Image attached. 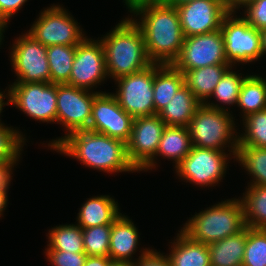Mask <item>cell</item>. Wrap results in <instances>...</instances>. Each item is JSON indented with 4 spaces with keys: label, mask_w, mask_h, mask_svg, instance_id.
Here are the masks:
<instances>
[{
    "label": "cell",
    "mask_w": 266,
    "mask_h": 266,
    "mask_svg": "<svg viewBox=\"0 0 266 266\" xmlns=\"http://www.w3.org/2000/svg\"><path fill=\"white\" fill-rule=\"evenodd\" d=\"M132 13L140 15V20L131 19L143 34L149 60L161 65L173 64L185 38L177 8L161 2L141 6Z\"/></svg>",
    "instance_id": "1"
},
{
    "label": "cell",
    "mask_w": 266,
    "mask_h": 266,
    "mask_svg": "<svg viewBox=\"0 0 266 266\" xmlns=\"http://www.w3.org/2000/svg\"><path fill=\"white\" fill-rule=\"evenodd\" d=\"M53 150L106 173L137 171L128 161L126 143L90 130L67 135Z\"/></svg>",
    "instance_id": "2"
},
{
    "label": "cell",
    "mask_w": 266,
    "mask_h": 266,
    "mask_svg": "<svg viewBox=\"0 0 266 266\" xmlns=\"http://www.w3.org/2000/svg\"><path fill=\"white\" fill-rule=\"evenodd\" d=\"M100 41L104 48L108 78L116 80L152 64L146 52L143 34L130 17L121 20Z\"/></svg>",
    "instance_id": "3"
},
{
    "label": "cell",
    "mask_w": 266,
    "mask_h": 266,
    "mask_svg": "<svg viewBox=\"0 0 266 266\" xmlns=\"http://www.w3.org/2000/svg\"><path fill=\"white\" fill-rule=\"evenodd\" d=\"M228 109L210 101L197 107L187 126L192 146L218 151H225V147H230L228 151L232 153L229 155L232 154L234 159L236 158L239 135H235L238 132L234 128V117Z\"/></svg>",
    "instance_id": "4"
},
{
    "label": "cell",
    "mask_w": 266,
    "mask_h": 266,
    "mask_svg": "<svg viewBox=\"0 0 266 266\" xmlns=\"http://www.w3.org/2000/svg\"><path fill=\"white\" fill-rule=\"evenodd\" d=\"M245 227L242 201L233 198L196 213L181 231L191 240L209 245L235 235Z\"/></svg>",
    "instance_id": "5"
},
{
    "label": "cell",
    "mask_w": 266,
    "mask_h": 266,
    "mask_svg": "<svg viewBox=\"0 0 266 266\" xmlns=\"http://www.w3.org/2000/svg\"><path fill=\"white\" fill-rule=\"evenodd\" d=\"M98 93L66 83L57 84L56 123L65 126L64 129L68 133L51 143L49 142L48 147L54 149L67 135L80 130H88L92 116L93 100Z\"/></svg>",
    "instance_id": "6"
},
{
    "label": "cell",
    "mask_w": 266,
    "mask_h": 266,
    "mask_svg": "<svg viewBox=\"0 0 266 266\" xmlns=\"http://www.w3.org/2000/svg\"><path fill=\"white\" fill-rule=\"evenodd\" d=\"M234 17V18H233ZM226 61L230 66L249 63L262 57L260 30L252 27L243 16L227 13L220 27Z\"/></svg>",
    "instance_id": "7"
},
{
    "label": "cell",
    "mask_w": 266,
    "mask_h": 266,
    "mask_svg": "<svg viewBox=\"0 0 266 266\" xmlns=\"http://www.w3.org/2000/svg\"><path fill=\"white\" fill-rule=\"evenodd\" d=\"M60 5H52L41 12L27 31L36 41L51 45L76 46L85 37L78 22Z\"/></svg>",
    "instance_id": "8"
},
{
    "label": "cell",
    "mask_w": 266,
    "mask_h": 266,
    "mask_svg": "<svg viewBox=\"0 0 266 266\" xmlns=\"http://www.w3.org/2000/svg\"><path fill=\"white\" fill-rule=\"evenodd\" d=\"M166 126L157 114L134 118L131 136L126 143V153L128 161L137 172L156 167L154 159Z\"/></svg>",
    "instance_id": "9"
},
{
    "label": "cell",
    "mask_w": 266,
    "mask_h": 266,
    "mask_svg": "<svg viewBox=\"0 0 266 266\" xmlns=\"http://www.w3.org/2000/svg\"><path fill=\"white\" fill-rule=\"evenodd\" d=\"M9 103L32 119L56 122L57 84L13 83L9 85Z\"/></svg>",
    "instance_id": "10"
},
{
    "label": "cell",
    "mask_w": 266,
    "mask_h": 266,
    "mask_svg": "<svg viewBox=\"0 0 266 266\" xmlns=\"http://www.w3.org/2000/svg\"><path fill=\"white\" fill-rule=\"evenodd\" d=\"M113 95L120 107L133 118L155 115L153 102L154 63L147 68L115 80Z\"/></svg>",
    "instance_id": "11"
},
{
    "label": "cell",
    "mask_w": 266,
    "mask_h": 266,
    "mask_svg": "<svg viewBox=\"0 0 266 266\" xmlns=\"http://www.w3.org/2000/svg\"><path fill=\"white\" fill-rule=\"evenodd\" d=\"M17 76L14 83H50L47 47L25 33L14 41L10 52Z\"/></svg>",
    "instance_id": "12"
},
{
    "label": "cell",
    "mask_w": 266,
    "mask_h": 266,
    "mask_svg": "<svg viewBox=\"0 0 266 266\" xmlns=\"http://www.w3.org/2000/svg\"><path fill=\"white\" fill-rule=\"evenodd\" d=\"M228 154L216 149L192 146L190 153L175 167L183 180L199 186H215L224 177Z\"/></svg>",
    "instance_id": "13"
},
{
    "label": "cell",
    "mask_w": 266,
    "mask_h": 266,
    "mask_svg": "<svg viewBox=\"0 0 266 266\" xmlns=\"http://www.w3.org/2000/svg\"><path fill=\"white\" fill-rule=\"evenodd\" d=\"M217 64H228L220 29L185 37L179 56L172 65L180 71H188Z\"/></svg>",
    "instance_id": "14"
},
{
    "label": "cell",
    "mask_w": 266,
    "mask_h": 266,
    "mask_svg": "<svg viewBox=\"0 0 266 266\" xmlns=\"http://www.w3.org/2000/svg\"><path fill=\"white\" fill-rule=\"evenodd\" d=\"M107 77L105 53L100 40L85 38L76 45V53L68 85L91 90Z\"/></svg>",
    "instance_id": "15"
},
{
    "label": "cell",
    "mask_w": 266,
    "mask_h": 266,
    "mask_svg": "<svg viewBox=\"0 0 266 266\" xmlns=\"http://www.w3.org/2000/svg\"><path fill=\"white\" fill-rule=\"evenodd\" d=\"M133 121L134 118L120 107L112 93L99 92L93 100L88 130L127 143L131 136Z\"/></svg>",
    "instance_id": "16"
},
{
    "label": "cell",
    "mask_w": 266,
    "mask_h": 266,
    "mask_svg": "<svg viewBox=\"0 0 266 266\" xmlns=\"http://www.w3.org/2000/svg\"><path fill=\"white\" fill-rule=\"evenodd\" d=\"M184 37L217 31L227 14L216 0H194L176 7Z\"/></svg>",
    "instance_id": "17"
},
{
    "label": "cell",
    "mask_w": 266,
    "mask_h": 266,
    "mask_svg": "<svg viewBox=\"0 0 266 266\" xmlns=\"http://www.w3.org/2000/svg\"><path fill=\"white\" fill-rule=\"evenodd\" d=\"M134 223L125 215L120 216L111 225L108 256L114 261L134 263L132 254L137 250L139 234Z\"/></svg>",
    "instance_id": "18"
},
{
    "label": "cell",
    "mask_w": 266,
    "mask_h": 266,
    "mask_svg": "<svg viewBox=\"0 0 266 266\" xmlns=\"http://www.w3.org/2000/svg\"><path fill=\"white\" fill-rule=\"evenodd\" d=\"M118 203L109 195H100L88 199L80 208L77 221L81 228L99 225H112L120 216Z\"/></svg>",
    "instance_id": "19"
},
{
    "label": "cell",
    "mask_w": 266,
    "mask_h": 266,
    "mask_svg": "<svg viewBox=\"0 0 266 266\" xmlns=\"http://www.w3.org/2000/svg\"><path fill=\"white\" fill-rule=\"evenodd\" d=\"M230 67L229 64H217L181 72L184 76V84L191 90L195 98L204 104Z\"/></svg>",
    "instance_id": "20"
},
{
    "label": "cell",
    "mask_w": 266,
    "mask_h": 266,
    "mask_svg": "<svg viewBox=\"0 0 266 266\" xmlns=\"http://www.w3.org/2000/svg\"><path fill=\"white\" fill-rule=\"evenodd\" d=\"M167 254L171 266H211L208 245L191 240L182 231Z\"/></svg>",
    "instance_id": "21"
},
{
    "label": "cell",
    "mask_w": 266,
    "mask_h": 266,
    "mask_svg": "<svg viewBox=\"0 0 266 266\" xmlns=\"http://www.w3.org/2000/svg\"><path fill=\"white\" fill-rule=\"evenodd\" d=\"M200 104L191 90L184 84L157 115L167 126L187 127Z\"/></svg>",
    "instance_id": "22"
},
{
    "label": "cell",
    "mask_w": 266,
    "mask_h": 266,
    "mask_svg": "<svg viewBox=\"0 0 266 266\" xmlns=\"http://www.w3.org/2000/svg\"><path fill=\"white\" fill-rule=\"evenodd\" d=\"M184 85L183 73L172 64L154 63L153 102L155 115L165 107Z\"/></svg>",
    "instance_id": "23"
},
{
    "label": "cell",
    "mask_w": 266,
    "mask_h": 266,
    "mask_svg": "<svg viewBox=\"0 0 266 266\" xmlns=\"http://www.w3.org/2000/svg\"><path fill=\"white\" fill-rule=\"evenodd\" d=\"M247 226L239 233L208 245L211 266H242Z\"/></svg>",
    "instance_id": "24"
},
{
    "label": "cell",
    "mask_w": 266,
    "mask_h": 266,
    "mask_svg": "<svg viewBox=\"0 0 266 266\" xmlns=\"http://www.w3.org/2000/svg\"><path fill=\"white\" fill-rule=\"evenodd\" d=\"M191 137L185 126H166L160 139L156 155L173 160L175 167L190 153Z\"/></svg>",
    "instance_id": "25"
},
{
    "label": "cell",
    "mask_w": 266,
    "mask_h": 266,
    "mask_svg": "<svg viewBox=\"0 0 266 266\" xmlns=\"http://www.w3.org/2000/svg\"><path fill=\"white\" fill-rule=\"evenodd\" d=\"M246 189L240 198L245 225L253 229H266V186L248 185Z\"/></svg>",
    "instance_id": "26"
},
{
    "label": "cell",
    "mask_w": 266,
    "mask_h": 266,
    "mask_svg": "<svg viewBox=\"0 0 266 266\" xmlns=\"http://www.w3.org/2000/svg\"><path fill=\"white\" fill-rule=\"evenodd\" d=\"M237 106L243 111V119L250 114L265 110L266 80L257 75H248L241 85Z\"/></svg>",
    "instance_id": "27"
},
{
    "label": "cell",
    "mask_w": 266,
    "mask_h": 266,
    "mask_svg": "<svg viewBox=\"0 0 266 266\" xmlns=\"http://www.w3.org/2000/svg\"><path fill=\"white\" fill-rule=\"evenodd\" d=\"M76 46L51 45L47 47L50 83L64 84L69 81Z\"/></svg>",
    "instance_id": "28"
},
{
    "label": "cell",
    "mask_w": 266,
    "mask_h": 266,
    "mask_svg": "<svg viewBox=\"0 0 266 266\" xmlns=\"http://www.w3.org/2000/svg\"><path fill=\"white\" fill-rule=\"evenodd\" d=\"M49 244L45 250L85 253L82 228L76 224L59 225L48 233Z\"/></svg>",
    "instance_id": "29"
},
{
    "label": "cell",
    "mask_w": 266,
    "mask_h": 266,
    "mask_svg": "<svg viewBox=\"0 0 266 266\" xmlns=\"http://www.w3.org/2000/svg\"><path fill=\"white\" fill-rule=\"evenodd\" d=\"M236 160L252 176L250 185L266 186V148L238 146Z\"/></svg>",
    "instance_id": "30"
},
{
    "label": "cell",
    "mask_w": 266,
    "mask_h": 266,
    "mask_svg": "<svg viewBox=\"0 0 266 266\" xmlns=\"http://www.w3.org/2000/svg\"><path fill=\"white\" fill-rule=\"evenodd\" d=\"M244 131L238 146L266 148V109L250 114L243 120Z\"/></svg>",
    "instance_id": "31"
},
{
    "label": "cell",
    "mask_w": 266,
    "mask_h": 266,
    "mask_svg": "<svg viewBox=\"0 0 266 266\" xmlns=\"http://www.w3.org/2000/svg\"><path fill=\"white\" fill-rule=\"evenodd\" d=\"M25 137L23 134L14 129L0 123V161L6 162L13 168L21 155L24 146Z\"/></svg>",
    "instance_id": "32"
},
{
    "label": "cell",
    "mask_w": 266,
    "mask_h": 266,
    "mask_svg": "<svg viewBox=\"0 0 266 266\" xmlns=\"http://www.w3.org/2000/svg\"><path fill=\"white\" fill-rule=\"evenodd\" d=\"M242 266H266V229L247 227Z\"/></svg>",
    "instance_id": "33"
},
{
    "label": "cell",
    "mask_w": 266,
    "mask_h": 266,
    "mask_svg": "<svg viewBox=\"0 0 266 266\" xmlns=\"http://www.w3.org/2000/svg\"><path fill=\"white\" fill-rule=\"evenodd\" d=\"M84 251L87 256H108L111 225L82 228Z\"/></svg>",
    "instance_id": "34"
},
{
    "label": "cell",
    "mask_w": 266,
    "mask_h": 266,
    "mask_svg": "<svg viewBox=\"0 0 266 266\" xmlns=\"http://www.w3.org/2000/svg\"><path fill=\"white\" fill-rule=\"evenodd\" d=\"M240 74H237L232 70V66L223 74L221 80L216 85L213 94L211 95L215 97V99L227 105H236L238 103V96L240 93L241 85L244 81L245 77Z\"/></svg>",
    "instance_id": "35"
},
{
    "label": "cell",
    "mask_w": 266,
    "mask_h": 266,
    "mask_svg": "<svg viewBox=\"0 0 266 266\" xmlns=\"http://www.w3.org/2000/svg\"><path fill=\"white\" fill-rule=\"evenodd\" d=\"M46 256L52 266H84L86 253H74L59 250H46Z\"/></svg>",
    "instance_id": "36"
},
{
    "label": "cell",
    "mask_w": 266,
    "mask_h": 266,
    "mask_svg": "<svg viewBox=\"0 0 266 266\" xmlns=\"http://www.w3.org/2000/svg\"><path fill=\"white\" fill-rule=\"evenodd\" d=\"M245 10L243 18L252 27L257 30L266 28V0H255L248 4Z\"/></svg>",
    "instance_id": "37"
},
{
    "label": "cell",
    "mask_w": 266,
    "mask_h": 266,
    "mask_svg": "<svg viewBox=\"0 0 266 266\" xmlns=\"http://www.w3.org/2000/svg\"><path fill=\"white\" fill-rule=\"evenodd\" d=\"M141 253L132 266H171L167 255L156 250L145 248Z\"/></svg>",
    "instance_id": "38"
},
{
    "label": "cell",
    "mask_w": 266,
    "mask_h": 266,
    "mask_svg": "<svg viewBox=\"0 0 266 266\" xmlns=\"http://www.w3.org/2000/svg\"><path fill=\"white\" fill-rule=\"evenodd\" d=\"M27 0H0V20L8 23L9 19L22 8Z\"/></svg>",
    "instance_id": "39"
},
{
    "label": "cell",
    "mask_w": 266,
    "mask_h": 266,
    "mask_svg": "<svg viewBox=\"0 0 266 266\" xmlns=\"http://www.w3.org/2000/svg\"><path fill=\"white\" fill-rule=\"evenodd\" d=\"M110 261L109 256H87L84 266H108Z\"/></svg>",
    "instance_id": "40"
},
{
    "label": "cell",
    "mask_w": 266,
    "mask_h": 266,
    "mask_svg": "<svg viewBox=\"0 0 266 266\" xmlns=\"http://www.w3.org/2000/svg\"><path fill=\"white\" fill-rule=\"evenodd\" d=\"M12 168L4 161H0V184H10Z\"/></svg>",
    "instance_id": "41"
},
{
    "label": "cell",
    "mask_w": 266,
    "mask_h": 266,
    "mask_svg": "<svg viewBox=\"0 0 266 266\" xmlns=\"http://www.w3.org/2000/svg\"><path fill=\"white\" fill-rule=\"evenodd\" d=\"M123 1H125L124 5H126L130 13H132L141 6H144L147 4L161 3L163 0H123Z\"/></svg>",
    "instance_id": "42"
},
{
    "label": "cell",
    "mask_w": 266,
    "mask_h": 266,
    "mask_svg": "<svg viewBox=\"0 0 266 266\" xmlns=\"http://www.w3.org/2000/svg\"><path fill=\"white\" fill-rule=\"evenodd\" d=\"M10 184H0V217L2 216V212L5 210L7 206V191L9 189Z\"/></svg>",
    "instance_id": "43"
},
{
    "label": "cell",
    "mask_w": 266,
    "mask_h": 266,
    "mask_svg": "<svg viewBox=\"0 0 266 266\" xmlns=\"http://www.w3.org/2000/svg\"><path fill=\"white\" fill-rule=\"evenodd\" d=\"M255 0H230V13L235 14V10L239 9L240 7L245 8L248 4L254 2ZM241 5V6H240Z\"/></svg>",
    "instance_id": "44"
},
{
    "label": "cell",
    "mask_w": 266,
    "mask_h": 266,
    "mask_svg": "<svg viewBox=\"0 0 266 266\" xmlns=\"http://www.w3.org/2000/svg\"><path fill=\"white\" fill-rule=\"evenodd\" d=\"M262 56L266 54V28L260 30Z\"/></svg>",
    "instance_id": "45"
},
{
    "label": "cell",
    "mask_w": 266,
    "mask_h": 266,
    "mask_svg": "<svg viewBox=\"0 0 266 266\" xmlns=\"http://www.w3.org/2000/svg\"><path fill=\"white\" fill-rule=\"evenodd\" d=\"M191 1H194V0H163L162 2H163V3H166V4H168V5H171V6L177 7V6H179V5H182V4H185V3L191 2Z\"/></svg>",
    "instance_id": "46"
},
{
    "label": "cell",
    "mask_w": 266,
    "mask_h": 266,
    "mask_svg": "<svg viewBox=\"0 0 266 266\" xmlns=\"http://www.w3.org/2000/svg\"><path fill=\"white\" fill-rule=\"evenodd\" d=\"M6 95L3 92H0V114H1V112L3 110V106L9 104V97H10L9 96V89H8V92H7ZM6 97H8V100H7L8 102L7 103L4 102V98H6ZM0 123H1V120H0Z\"/></svg>",
    "instance_id": "47"
},
{
    "label": "cell",
    "mask_w": 266,
    "mask_h": 266,
    "mask_svg": "<svg viewBox=\"0 0 266 266\" xmlns=\"http://www.w3.org/2000/svg\"><path fill=\"white\" fill-rule=\"evenodd\" d=\"M108 266H132V263L126 261H114L111 260Z\"/></svg>",
    "instance_id": "48"
},
{
    "label": "cell",
    "mask_w": 266,
    "mask_h": 266,
    "mask_svg": "<svg viewBox=\"0 0 266 266\" xmlns=\"http://www.w3.org/2000/svg\"><path fill=\"white\" fill-rule=\"evenodd\" d=\"M218 1L226 10L227 13H230V0H216Z\"/></svg>",
    "instance_id": "49"
},
{
    "label": "cell",
    "mask_w": 266,
    "mask_h": 266,
    "mask_svg": "<svg viewBox=\"0 0 266 266\" xmlns=\"http://www.w3.org/2000/svg\"><path fill=\"white\" fill-rule=\"evenodd\" d=\"M7 27V23L6 22H4V21H1L0 20V45H1V42H2V40H3V32H5L4 30H5V28Z\"/></svg>",
    "instance_id": "50"
}]
</instances>
